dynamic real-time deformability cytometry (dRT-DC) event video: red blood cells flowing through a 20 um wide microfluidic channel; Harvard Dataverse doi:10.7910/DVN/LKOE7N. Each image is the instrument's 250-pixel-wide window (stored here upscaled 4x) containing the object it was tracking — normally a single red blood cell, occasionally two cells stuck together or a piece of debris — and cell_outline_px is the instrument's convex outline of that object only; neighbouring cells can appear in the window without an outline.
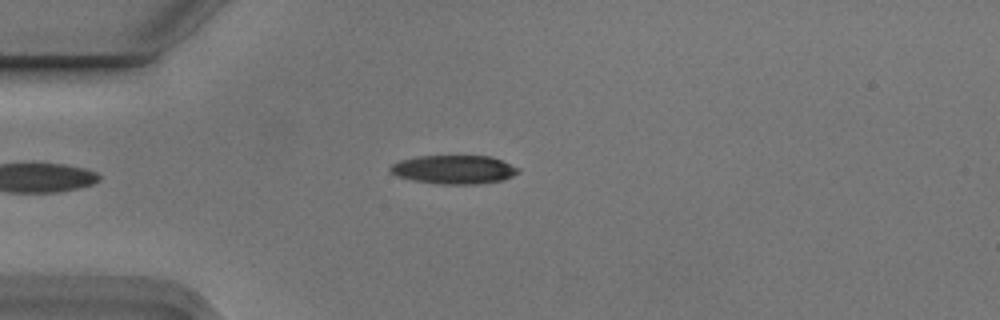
{"species": "Egyptian fruit bat (a non-hibernating species)", "species_latin": "Rousettus aegyptiacus", "temperature_condition": "cold", "stored_images_in_passage": 2, "camera_frame_rate_fps": 3000, "um_per_image_px": 0.085, "animal": {"sex": "male"}, "frame": {"image": 1, "passage_image": 2, "time_ms": 0.333, "image_size_px": [1000, 320], "cell_outline_px": [[520, 172], [504, 180], [480, 184], [440, 184], [412, 180], [396, 176], [388, 168], [392, 164], [400, 160], [416, 156], [492, 156], [520, 168]], "centroid_in_image_um": [38.6, 14.41], "position_along_channel_um": 46.4, "area_um2": 21.56}}